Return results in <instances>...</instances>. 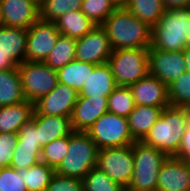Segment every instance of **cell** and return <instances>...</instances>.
Listing matches in <instances>:
<instances>
[{
    "label": "cell",
    "mask_w": 190,
    "mask_h": 191,
    "mask_svg": "<svg viewBox=\"0 0 190 191\" xmlns=\"http://www.w3.org/2000/svg\"><path fill=\"white\" fill-rule=\"evenodd\" d=\"M111 47L117 49L149 48L152 27L142 22L125 7L117 8L102 24Z\"/></svg>",
    "instance_id": "obj_1"
},
{
    "label": "cell",
    "mask_w": 190,
    "mask_h": 191,
    "mask_svg": "<svg viewBox=\"0 0 190 191\" xmlns=\"http://www.w3.org/2000/svg\"><path fill=\"white\" fill-rule=\"evenodd\" d=\"M189 124L190 109L174 106L165 107L160 118L142 141L161 150L167 156H175Z\"/></svg>",
    "instance_id": "obj_2"
},
{
    "label": "cell",
    "mask_w": 190,
    "mask_h": 191,
    "mask_svg": "<svg viewBox=\"0 0 190 191\" xmlns=\"http://www.w3.org/2000/svg\"><path fill=\"white\" fill-rule=\"evenodd\" d=\"M190 26V8L166 9L152 27L151 47L162 51H184Z\"/></svg>",
    "instance_id": "obj_3"
},
{
    "label": "cell",
    "mask_w": 190,
    "mask_h": 191,
    "mask_svg": "<svg viewBox=\"0 0 190 191\" xmlns=\"http://www.w3.org/2000/svg\"><path fill=\"white\" fill-rule=\"evenodd\" d=\"M98 150L87 132L73 131L69 135V147L66 156L55 169L56 173L83 179L97 166Z\"/></svg>",
    "instance_id": "obj_4"
},
{
    "label": "cell",
    "mask_w": 190,
    "mask_h": 191,
    "mask_svg": "<svg viewBox=\"0 0 190 191\" xmlns=\"http://www.w3.org/2000/svg\"><path fill=\"white\" fill-rule=\"evenodd\" d=\"M132 153L134 171L126 191H156L161 165L168 156L143 141L132 144Z\"/></svg>",
    "instance_id": "obj_5"
},
{
    "label": "cell",
    "mask_w": 190,
    "mask_h": 191,
    "mask_svg": "<svg viewBox=\"0 0 190 191\" xmlns=\"http://www.w3.org/2000/svg\"><path fill=\"white\" fill-rule=\"evenodd\" d=\"M108 64L116 84L129 87L149 73L148 48L113 50Z\"/></svg>",
    "instance_id": "obj_6"
},
{
    "label": "cell",
    "mask_w": 190,
    "mask_h": 191,
    "mask_svg": "<svg viewBox=\"0 0 190 191\" xmlns=\"http://www.w3.org/2000/svg\"><path fill=\"white\" fill-rule=\"evenodd\" d=\"M98 149L124 147L135 140L129 131L128 118L106 112L87 131Z\"/></svg>",
    "instance_id": "obj_7"
},
{
    "label": "cell",
    "mask_w": 190,
    "mask_h": 191,
    "mask_svg": "<svg viewBox=\"0 0 190 191\" xmlns=\"http://www.w3.org/2000/svg\"><path fill=\"white\" fill-rule=\"evenodd\" d=\"M18 71L25 99L32 103L50 93L59 83L57 70L44 62L24 61L18 65Z\"/></svg>",
    "instance_id": "obj_8"
},
{
    "label": "cell",
    "mask_w": 190,
    "mask_h": 191,
    "mask_svg": "<svg viewBox=\"0 0 190 191\" xmlns=\"http://www.w3.org/2000/svg\"><path fill=\"white\" fill-rule=\"evenodd\" d=\"M96 167L127 189L134 171L132 145L99 149Z\"/></svg>",
    "instance_id": "obj_9"
},
{
    "label": "cell",
    "mask_w": 190,
    "mask_h": 191,
    "mask_svg": "<svg viewBox=\"0 0 190 191\" xmlns=\"http://www.w3.org/2000/svg\"><path fill=\"white\" fill-rule=\"evenodd\" d=\"M60 34L54 22L39 18L27 29L26 61L44 62Z\"/></svg>",
    "instance_id": "obj_10"
},
{
    "label": "cell",
    "mask_w": 190,
    "mask_h": 191,
    "mask_svg": "<svg viewBox=\"0 0 190 191\" xmlns=\"http://www.w3.org/2000/svg\"><path fill=\"white\" fill-rule=\"evenodd\" d=\"M149 74L167 86L187 71L183 51H162L148 48Z\"/></svg>",
    "instance_id": "obj_11"
},
{
    "label": "cell",
    "mask_w": 190,
    "mask_h": 191,
    "mask_svg": "<svg viewBox=\"0 0 190 191\" xmlns=\"http://www.w3.org/2000/svg\"><path fill=\"white\" fill-rule=\"evenodd\" d=\"M38 130L33 119L25 123L18 132L17 145L13 151L10 167L29 168L41 162L42 146L39 143Z\"/></svg>",
    "instance_id": "obj_12"
},
{
    "label": "cell",
    "mask_w": 190,
    "mask_h": 191,
    "mask_svg": "<svg viewBox=\"0 0 190 191\" xmlns=\"http://www.w3.org/2000/svg\"><path fill=\"white\" fill-rule=\"evenodd\" d=\"M112 52L108 35L101 25L76 39V59L79 61L95 65L108 63Z\"/></svg>",
    "instance_id": "obj_13"
},
{
    "label": "cell",
    "mask_w": 190,
    "mask_h": 191,
    "mask_svg": "<svg viewBox=\"0 0 190 191\" xmlns=\"http://www.w3.org/2000/svg\"><path fill=\"white\" fill-rule=\"evenodd\" d=\"M39 18V0H1L0 25L27 30Z\"/></svg>",
    "instance_id": "obj_14"
},
{
    "label": "cell",
    "mask_w": 190,
    "mask_h": 191,
    "mask_svg": "<svg viewBox=\"0 0 190 191\" xmlns=\"http://www.w3.org/2000/svg\"><path fill=\"white\" fill-rule=\"evenodd\" d=\"M77 98L78 92L74 88L58 83L50 93L34 103V110L38 114L71 117Z\"/></svg>",
    "instance_id": "obj_15"
},
{
    "label": "cell",
    "mask_w": 190,
    "mask_h": 191,
    "mask_svg": "<svg viewBox=\"0 0 190 191\" xmlns=\"http://www.w3.org/2000/svg\"><path fill=\"white\" fill-rule=\"evenodd\" d=\"M156 191H190L189 164L168 156L161 165Z\"/></svg>",
    "instance_id": "obj_16"
},
{
    "label": "cell",
    "mask_w": 190,
    "mask_h": 191,
    "mask_svg": "<svg viewBox=\"0 0 190 191\" xmlns=\"http://www.w3.org/2000/svg\"><path fill=\"white\" fill-rule=\"evenodd\" d=\"M135 105L152 107L170 106L168 86L149 73L135 84L129 86Z\"/></svg>",
    "instance_id": "obj_17"
},
{
    "label": "cell",
    "mask_w": 190,
    "mask_h": 191,
    "mask_svg": "<svg viewBox=\"0 0 190 191\" xmlns=\"http://www.w3.org/2000/svg\"><path fill=\"white\" fill-rule=\"evenodd\" d=\"M106 112H108V97H78L70 117L73 130L87 132Z\"/></svg>",
    "instance_id": "obj_18"
},
{
    "label": "cell",
    "mask_w": 190,
    "mask_h": 191,
    "mask_svg": "<svg viewBox=\"0 0 190 191\" xmlns=\"http://www.w3.org/2000/svg\"><path fill=\"white\" fill-rule=\"evenodd\" d=\"M32 119L36 123L39 136L38 141L42 147L55 139L69 136L74 131L70 117L38 114L34 110Z\"/></svg>",
    "instance_id": "obj_19"
},
{
    "label": "cell",
    "mask_w": 190,
    "mask_h": 191,
    "mask_svg": "<svg viewBox=\"0 0 190 191\" xmlns=\"http://www.w3.org/2000/svg\"><path fill=\"white\" fill-rule=\"evenodd\" d=\"M118 85L108 63L97 64L78 97H108Z\"/></svg>",
    "instance_id": "obj_20"
},
{
    "label": "cell",
    "mask_w": 190,
    "mask_h": 191,
    "mask_svg": "<svg viewBox=\"0 0 190 191\" xmlns=\"http://www.w3.org/2000/svg\"><path fill=\"white\" fill-rule=\"evenodd\" d=\"M27 30L0 25V52L17 65L26 61Z\"/></svg>",
    "instance_id": "obj_21"
},
{
    "label": "cell",
    "mask_w": 190,
    "mask_h": 191,
    "mask_svg": "<svg viewBox=\"0 0 190 191\" xmlns=\"http://www.w3.org/2000/svg\"><path fill=\"white\" fill-rule=\"evenodd\" d=\"M34 103L23 101L0 107V133H18L19 129L32 119Z\"/></svg>",
    "instance_id": "obj_22"
},
{
    "label": "cell",
    "mask_w": 190,
    "mask_h": 191,
    "mask_svg": "<svg viewBox=\"0 0 190 191\" xmlns=\"http://www.w3.org/2000/svg\"><path fill=\"white\" fill-rule=\"evenodd\" d=\"M165 107L135 105L128 116L129 131L135 141H142L160 118Z\"/></svg>",
    "instance_id": "obj_23"
},
{
    "label": "cell",
    "mask_w": 190,
    "mask_h": 191,
    "mask_svg": "<svg viewBox=\"0 0 190 191\" xmlns=\"http://www.w3.org/2000/svg\"><path fill=\"white\" fill-rule=\"evenodd\" d=\"M26 101L17 68L0 70V107Z\"/></svg>",
    "instance_id": "obj_24"
},
{
    "label": "cell",
    "mask_w": 190,
    "mask_h": 191,
    "mask_svg": "<svg viewBox=\"0 0 190 191\" xmlns=\"http://www.w3.org/2000/svg\"><path fill=\"white\" fill-rule=\"evenodd\" d=\"M54 23L61 34L74 39L83 37L97 26L81 10L67 12Z\"/></svg>",
    "instance_id": "obj_25"
},
{
    "label": "cell",
    "mask_w": 190,
    "mask_h": 191,
    "mask_svg": "<svg viewBox=\"0 0 190 191\" xmlns=\"http://www.w3.org/2000/svg\"><path fill=\"white\" fill-rule=\"evenodd\" d=\"M95 66V64L74 59L72 62L57 70L59 83L74 88L79 92L84 84H86Z\"/></svg>",
    "instance_id": "obj_26"
},
{
    "label": "cell",
    "mask_w": 190,
    "mask_h": 191,
    "mask_svg": "<svg viewBox=\"0 0 190 191\" xmlns=\"http://www.w3.org/2000/svg\"><path fill=\"white\" fill-rule=\"evenodd\" d=\"M17 173L24 180L28 191H46L56 171L47 164L39 162L28 169H17Z\"/></svg>",
    "instance_id": "obj_27"
},
{
    "label": "cell",
    "mask_w": 190,
    "mask_h": 191,
    "mask_svg": "<svg viewBox=\"0 0 190 191\" xmlns=\"http://www.w3.org/2000/svg\"><path fill=\"white\" fill-rule=\"evenodd\" d=\"M125 8L150 27H154L166 11L163 0H129Z\"/></svg>",
    "instance_id": "obj_28"
},
{
    "label": "cell",
    "mask_w": 190,
    "mask_h": 191,
    "mask_svg": "<svg viewBox=\"0 0 190 191\" xmlns=\"http://www.w3.org/2000/svg\"><path fill=\"white\" fill-rule=\"evenodd\" d=\"M74 59H76V39L60 34L44 63L54 70H59Z\"/></svg>",
    "instance_id": "obj_29"
},
{
    "label": "cell",
    "mask_w": 190,
    "mask_h": 191,
    "mask_svg": "<svg viewBox=\"0 0 190 191\" xmlns=\"http://www.w3.org/2000/svg\"><path fill=\"white\" fill-rule=\"evenodd\" d=\"M82 0H39L40 19L54 22L70 11L81 10Z\"/></svg>",
    "instance_id": "obj_30"
},
{
    "label": "cell",
    "mask_w": 190,
    "mask_h": 191,
    "mask_svg": "<svg viewBox=\"0 0 190 191\" xmlns=\"http://www.w3.org/2000/svg\"><path fill=\"white\" fill-rule=\"evenodd\" d=\"M135 107L134 98L129 87L117 86L108 96V112L128 118Z\"/></svg>",
    "instance_id": "obj_31"
},
{
    "label": "cell",
    "mask_w": 190,
    "mask_h": 191,
    "mask_svg": "<svg viewBox=\"0 0 190 191\" xmlns=\"http://www.w3.org/2000/svg\"><path fill=\"white\" fill-rule=\"evenodd\" d=\"M170 106L190 109V72H184L168 85Z\"/></svg>",
    "instance_id": "obj_32"
},
{
    "label": "cell",
    "mask_w": 190,
    "mask_h": 191,
    "mask_svg": "<svg viewBox=\"0 0 190 191\" xmlns=\"http://www.w3.org/2000/svg\"><path fill=\"white\" fill-rule=\"evenodd\" d=\"M116 9L112 0H82V13L95 25H101Z\"/></svg>",
    "instance_id": "obj_33"
},
{
    "label": "cell",
    "mask_w": 190,
    "mask_h": 191,
    "mask_svg": "<svg viewBox=\"0 0 190 191\" xmlns=\"http://www.w3.org/2000/svg\"><path fill=\"white\" fill-rule=\"evenodd\" d=\"M84 191H125L119 183L114 182L105 172L94 167L83 179Z\"/></svg>",
    "instance_id": "obj_34"
},
{
    "label": "cell",
    "mask_w": 190,
    "mask_h": 191,
    "mask_svg": "<svg viewBox=\"0 0 190 191\" xmlns=\"http://www.w3.org/2000/svg\"><path fill=\"white\" fill-rule=\"evenodd\" d=\"M69 147V136L53 140L42 147L41 162L56 169L66 156Z\"/></svg>",
    "instance_id": "obj_35"
},
{
    "label": "cell",
    "mask_w": 190,
    "mask_h": 191,
    "mask_svg": "<svg viewBox=\"0 0 190 191\" xmlns=\"http://www.w3.org/2000/svg\"><path fill=\"white\" fill-rule=\"evenodd\" d=\"M0 191H28L24 180L13 167L0 168Z\"/></svg>",
    "instance_id": "obj_36"
},
{
    "label": "cell",
    "mask_w": 190,
    "mask_h": 191,
    "mask_svg": "<svg viewBox=\"0 0 190 191\" xmlns=\"http://www.w3.org/2000/svg\"><path fill=\"white\" fill-rule=\"evenodd\" d=\"M46 191H84L82 179L55 173Z\"/></svg>",
    "instance_id": "obj_37"
},
{
    "label": "cell",
    "mask_w": 190,
    "mask_h": 191,
    "mask_svg": "<svg viewBox=\"0 0 190 191\" xmlns=\"http://www.w3.org/2000/svg\"><path fill=\"white\" fill-rule=\"evenodd\" d=\"M17 141L18 133H0V168L10 166Z\"/></svg>",
    "instance_id": "obj_38"
},
{
    "label": "cell",
    "mask_w": 190,
    "mask_h": 191,
    "mask_svg": "<svg viewBox=\"0 0 190 191\" xmlns=\"http://www.w3.org/2000/svg\"><path fill=\"white\" fill-rule=\"evenodd\" d=\"M174 157L190 164V124L182 136L178 153Z\"/></svg>",
    "instance_id": "obj_39"
},
{
    "label": "cell",
    "mask_w": 190,
    "mask_h": 191,
    "mask_svg": "<svg viewBox=\"0 0 190 191\" xmlns=\"http://www.w3.org/2000/svg\"><path fill=\"white\" fill-rule=\"evenodd\" d=\"M166 9L190 8V0H163Z\"/></svg>",
    "instance_id": "obj_40"
},
{
    "label": "cell",
    "mask_w": 190,
    "mask_h": 191,
    "mask_svg": "<svg viewBox=\"0 0 190 191\" xmlns=\"http://www.w3.org/2000/svg\"><path fill=\"white\" fill-rule=\"evenodd\" d=\"M18 65L6 54L0 52V70L17 68Z\"/></svg>",
    "instance_id": "obj_41"
},
{
    "label": "cell",
    "mask_w": 190,
    "mask_h": 191,
    "mask_svg": "<svg viewBox=\"0 0 190 191\" xmlns=\"http://www.w3.org/2000/svg\"><path fill=\"white\" fill-rule=\"evenodd\" d=\"M186 69L190 72V47H186L183 51Z\"/></svg>",
    "instance_id": "obj_42"
},
{
    "label": "cell",
    "mask_w": 190,
    "mask_h": 191,
    "mask_svg": "<svg viewBox=\"0 0 190 191\" xmlns=\"http://www.w3.org/2000/svg\"><path fill=\"white\" fill-rule=\"evenodd\" d=\"M129 0H112V2L117 6V8L119 7H125L127 5Z\"/></svg>",
    "instance_id": "obj_43"
},
{
    "label": "cell",
    "mask_w": 190,
    "mask_h": 191,
    "mask_svg": "<svg viewBox=\"0 0 190 191\" xmlns=\"http://www.w3.org/2000/svg\"><path fill=\"white\" fill-rule=\"evenodd\" d=\"M186 45H187V47H190V26H189L188 32H187Z\"/></svg>",
    "instance_id": "obj_44"
},
{
    "label": "cell",
    "mask_w": 190,
    "mask_h": 191,
    "mask_svg": "<svg viewBox=\"0 0 190 191\" xmlns=\"http://www.w3.org/2000/svg\"><path fill=\"white\" fill-rule=\"evenodd\" d=\"M0 18H1V0H0Z\"/></svg>",
    "instance_id": "obj_45"
}]
</instances>
